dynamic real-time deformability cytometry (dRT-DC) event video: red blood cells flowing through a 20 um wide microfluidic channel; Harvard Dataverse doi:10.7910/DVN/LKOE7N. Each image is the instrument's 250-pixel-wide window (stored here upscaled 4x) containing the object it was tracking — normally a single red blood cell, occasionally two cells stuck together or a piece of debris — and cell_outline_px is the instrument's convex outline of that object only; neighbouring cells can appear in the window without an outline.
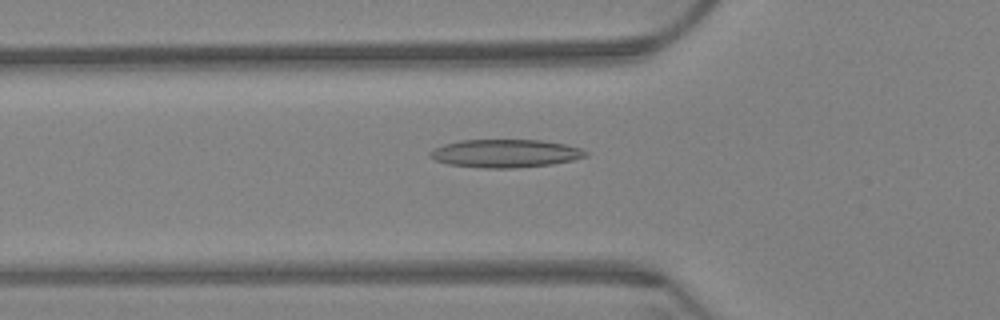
{"species": "Egyptian fruit bat (a non-hibernating species)", "species_latin": "Rousettus aegyptiacus", "temperature_condition": "warm", "stored_images_in_passage": 63, "camera_frame_rate_fps": 3000, "um_per_image_px": 0.085, "animal": {"sex": "female"}, "frame": {"image": 1, "passage_image": 22, "time_ms": 7.0, "image_size_px": [1000, 320], "cell_outline_px": [[588, 156], [572, 160], [552, 164], [516, 168], [480, 168], [448, 164], [436, 160], [428, 156], [428, 152], [432, 148], [444, 144], [460, 140], [540, 140], [564, 144], [580, 148], [588, 152]], "centroid_in_image_um": [42.92, 13.04], "position_along_channel_um": 82.9, "area_um2": 25.61}}
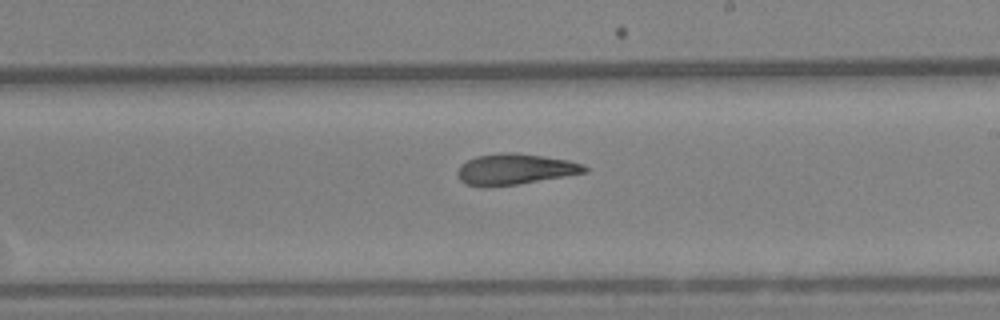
{"frame": {"image": 2, "passage_image": 37, "time_ms": 12.0, "image_size_px": [1000, 320], "cell_outline_px": [[588, 172], [516, 184], [484, 188], [464, 184], [456, 176], [456, 172], [460, 164], [476, 156], [504, 152], [512, 152], [544, 156], [568, 160], [584, 164], [588, 168]], "centroid_in_image_um": [43.72, 14.39], "position_along_channel_um": 245.3, "area_um2": 23.06}}
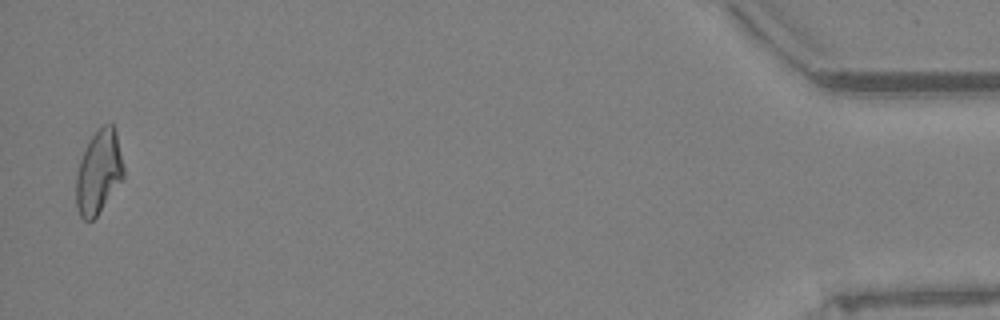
{"frame": {"image": 3, "passage_image": 62, "time_ms": 20.333, "image_size_px": [1000, 320], "cell_outline_px": [[124, 176], [96, 216], [92, 220], [84, 220], [80, 216], [76, 204], [76, 176], [80, 160], [92, 136], [104, 124], [112, 124], [116, 132], [124, 168]], "centroid_in_image_um": [8.38, 14.64], "position_along_channel_um": 426.8, "area_um2": 22.54}, "authors_computed_cell_mechanics": {"area_um2": 23.4668, "velocity_mm_per_s": 3.2601, "shape_relaxation_time_tau1_ms": null, "shape_relaxation_time_tau2_ms": 5.0405, "deformation_change_tau1": null, "deformation_change_tau2": 0.1352}}